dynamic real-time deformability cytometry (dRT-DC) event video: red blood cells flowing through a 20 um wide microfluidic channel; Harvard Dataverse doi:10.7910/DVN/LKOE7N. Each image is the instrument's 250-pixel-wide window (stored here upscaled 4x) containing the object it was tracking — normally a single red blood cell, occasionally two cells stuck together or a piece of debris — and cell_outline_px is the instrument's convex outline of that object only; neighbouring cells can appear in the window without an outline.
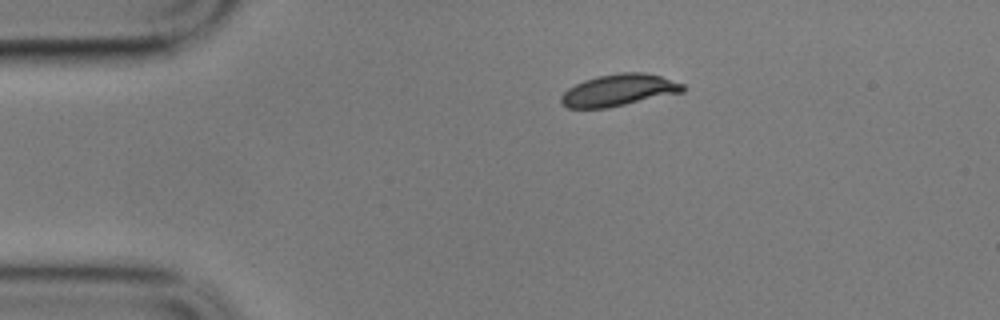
{"species": "common noctule bat (a hibernating species)", "species_latin": "Nyctalus noctula", "temperature_condition": "cold", "stored_images_in_passage": 48, "camera_frame_rate_fps": 3000, "um_per_image_px": 0.085, "animal": {"sex": "male", "body_mass_g": 17.9}, "frame": {"image": 1, "passage_image": 1, "time_ms": 0.0, "image_size_px": [1000, 320], "cell_outline_px": [[684, 92], [608, 108], [568, 108], [560, 100], [560, 96], [568, 88], [584, 80], [600, 76], [620, 72], [644, 72], [660, 76], [684, 84]], "centroid_in_image_um": [52.61, 7.67], "position_along_channel_um": 32.4, "area_um2": 22.48}}
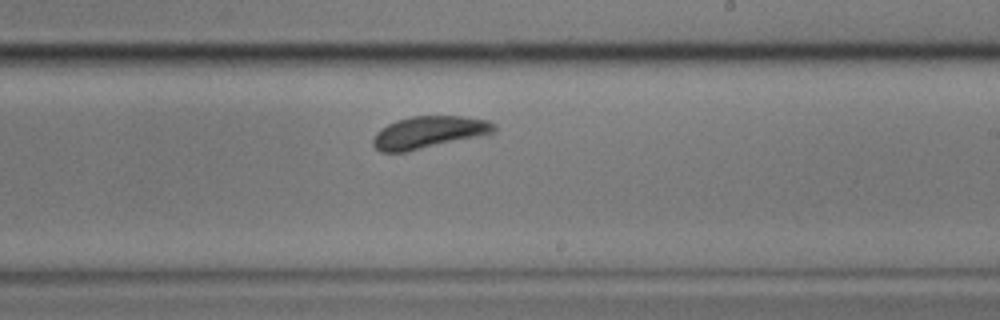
{"frame": {"image": 2, "passage_image": 24, "time_ms": 7.667, "image_size_px": [1000, 320], "cell_outline_px": [[496, 132], [408, 152], [380, 152], [372, 144], [372, 140], [376, 132], [388, 124], [396, 120], [412, 116], [460, 116], [488, 120], [496, 124]], "centroid_in_image_um": [36.44, 11.25], "position_along_channel_um": 252.6, "area_um2": 22.72}}
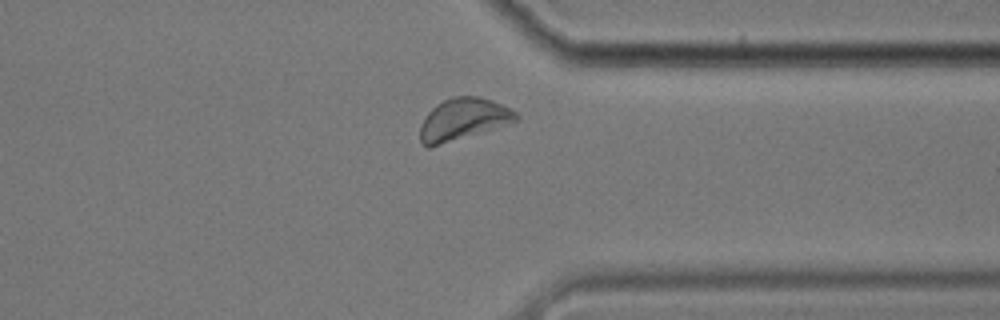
{"frame": {"image": 3, "passage_image": 35, "time_ms": 11.333, "image_size_px": [1000, 320], "cell_outline_px": [[520, 120], [428, 148], [420, 140], [420, 124], [428, 112], [436, 104], [452, 96], [476, 96], [492, 100], [516, 112], [520, 116]], "centroid_in_image_um": [39.35, 10.12], "position_along_channel_um": 372.0, "area_um2": 23.12}, "authors_computed_cell_mechanics": {"area_um2": 23.2356, "velocity_mm_per_s": 3.3381, "shape_relaxation_time_tau1_ms": 1.5175, "shape_relaxation_time_tau2_ms": null, "deformation_change_tau1": 0.0671, "deformation_change_tau2": null}}